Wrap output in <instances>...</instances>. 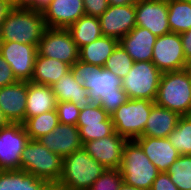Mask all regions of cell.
I'll return each instance as SVG.
<instances>
[{
  "label": "cell",
  "mask_w": 191,
  "mask_h": 190,
  "mask_svg": "<svg viewBox=\"0 0 191 190\" xmlns=\"http://www.w3.org/2000/svg\"><path fill=\"white\" fill-rule=\"evenodd\" d=\"M83 148L63 158L62 173L53 190H88L105 171Z\"/></svg>",
  "instance_id": "6da1fadb"
},
{
  "label": "cell",
  "mask_w": 191,
  "mask_h": 190,
  "mask_svg": "<svg viewBox=\"0 0 191 190\" xmlns=\"http://www.w3.org/2000/svg\"><path fill=\"white\" fill-rule=\"evenodd\" d=\"M46 29L42 12L12 8L1 24L0 41H15L38 46Z\"/></svg>",
  "instance_id": "7a4b0ae2"
},
{
  "label": "cell",
  "mask_w": 191,
  "mask_h": 190,
  "mask_svg": "<svg viewBox=\"0 0 191 190\" xmlns=\"http://www.w3.org/2000/svg\"><path fill=\"white\" fill-rule=\"evenodd\" d=\"M155 104L180 116L191 115V79L185 69L162 73Z\"/></svg>",
  "instance_id": "3957f363"
},
{
  "label": "cell",
  "mask_w": 191,
  "mask_h": 190,
  "mask_svg": "<svg viewBox=\"0 0 191 190\" xmlns=\"http://www.w3.org/2000/svg\"><path fill=\"white\" fill-rule=\"evenodd\" d=\"M63 158L42 145L38 140H29L20 160V170L45 180L54 187L62 173Z\"/></svg>",
  "instance_id": "277c9868"
},
{
  "label": "cell",
  "mask_w": 191,
  "mask_h": 190,
  "mask_svg": "<svg viewBox=\"0 0 191 190\" xmlns=\"http://www.w3.org/2000/svg\"><path fill=\"white\" fill-rule=\"evenodd\" d=\"M119 169L126 184L144 190L151 189L160 173L135 140H127L124 144Z\"/></svg>",
  "instance_id": "5b68a950"
},
{
  "label": "cell",
  "mask_w": 191,
  "mask_h": 190,
  "mask_svg": "<svg viewBox=\"0 0 191 190\" xmlns=\"http://www.w3.org/2000/svg\"><path fill=\"white\" fill-rule=\"evenodd\" d=\"M155 101L129 99L111 115L115 132L126 140H135L143 132Z\"/></svg>",
  "instance_id": "8992f818"
},
{
  "label": "cell",
  "mask_w": 191,
  "mask_h": 190,
  "mask_svg": "<svg viewBox=\"0 0 191 190\" xmlns=\"http://www.w3.org/2000/svg\"><path fill=\"white\" fill-rule=\"evenodd\" d=\"M162 72L152 61L134 62L131 70L121 80L122 89L129 99L155 101Z\"/></svg>",
  "instance_id": "52a82bcc"
},
{
  "label": "cell",
  "mask_w": 191,
  "mask_h": 190,
  "mask_svg": "<svg viewBox=\"0 0 191 190\" xmlns=\"http://www.w3.org/2000/svg\"><path fill=\"white\" fill-rule=\"evenodd\" d=\"M38 54L72 66L79 60V49L67 28L47 27L37 46Z\"/></svg>",
  "instance_id": "ba28073f"
},
{
  "label": "cell",
  "mask_w": 191,
  "mask_h": 190,
  "mask_svg": "<svg viewBox=\"0 0 191 190\" xmlns=\"http://www.w3.org/2000/svg\"><path fill=\"white\" fill-rule=\"evenodd\" d=\"M37 53L36 45L0 41V54L9 63L17 81H31Z\"/></svg>",
  "instance_id": "9c48e42d"
},
{
  "label": "cell",
  "mask_w": 191,
  "mask_h": 190,
  "mask_svg": "<svg viewBox=\"0 0 191 190\" xmlns=\"http://www.w3.org/2000/svg\"><path fill=\"white\" fill-rule=\"evenodd\" d=\"M151 61L162 73L185 69L187 61L180 34L171 32L158 36L153 47Z\"/></svg>",
  "instance_id": "30bf717a"
},
{
  "label": "cell",
  "mask_w": 191,
  "mask_h": 190,
  "mask_svg": "<svg viewBox=\"0 0 191 190\" xmlns=\"http://www.w3.org/2000/svg\"><path fill=\"white\" fill-rule=\"evenodd\" d=\"M29 140L22 123L0 129V170H20L21 155Z\"/></svg>",
  "instance_id": "8fae6325"
},
{
  "label": "cell",
  "mask_w": 191,
  "mask_h": 190,
  "mask_svg": "<svg viewBox=\"0 0 191 190\" xmlns=\"http://www.w3.org/2000/svg\"><path fill=\"white\" fill-rule=\"evenodd\" d=\"M82 144L115 132L111 116L97 103L80 110L77 125Z\"/></svg>",
  "instance_id": "7c38bea8"
},
{
  "label": "cell",
  "mask_w": 191,
  "mask_h": 190,
  "mask_svg": "<svg viewBox=\"0 0 191 190\" xmlns=\"http://www.w3.org/2000/svg\"><path fill=\"white\" fill-rule=\"evenodd\" d=\"M136 26L148 29L158 36L171 33L168 22V0H138Z\"/></svg>",
  "instance_id": "4fadbf2b"
},
{
  "label": "cell",
  "mask_w": 191,
  "mask_h": 190,
  "mask_svg": "<svg viewBox=\"0 0 191 190\" xmlns=\"http://www.w3.org/2000/svg\"><path fill=\"white\" fill-rule=\"evenodd\" d=\"M126 139L114 132L107 137L83 144V149L106 169H119Z\"/></svg>",
  "instance_id": "5bb4252c"
},
{
  "label": "cell",
  "mask_w": 191,
  "mask_h": 190,
  "mask_svg": "<svg viewBox=\"0 0 191 190\" xmlns=\"http://www.w3.org/2000/svg\"><path fill=\"white\" fill-rule=\"evenodd\" d=\"M136 4L110 6L99 17L103 36L121 40L136 26Z\"/></svg>",
  "instance_id": "9a60e30c"
},
{
  "label": "cell",
  "mask_w": 191,
  "mask_h": 190,
  "mask_svg": "<svg viewBox=\"0 0 191 190\" xmlns=\"http://www.w3.org/2000/svg\"><path fill=\"white\" fill-rule=\"evenodd\" d=\"M38 141L62 158L83 148L79 129L74 125L59 123L53 131L40 137Z\"/></svg>",
  "instance_id": "2e32d148"
},
{
  "label": "cell",
  "mask_w": 191,
  "mask_h": 190,
  "mask_svg": "<svg viewBox=\"0 0 191 190\" xmlns=\"http://www.w3.org/2000/svg\"><path fill=\"white\" fill-rule=\"evenodd\" d=\"M42 14L47 27L68 28L85 15L83 0H52Z\"/></svg>",
  "instance_id": "e0dca14e"
},
{
  "label": "cell",
  "mask_w": 191,
  "mask_h": 190,
  "mask_svg": "<svg viewBox=\"0 0 191 190\" xmlns=\"http://www.w3.org/2000/svg\"><path fill=\"white\" fill-rule=\"evenodd\" d=\"M27 82L17 81L0 88V109L11 123L25 121Z\"/></svg>",
  "instance_id": "ac0fdd59"
},
{
  "label": "cell",
  "mask_w": 191,
  "mask_h": 190,
  "mask_svg": "<svg viewBox=\"0 0 191 190\" xmlns=\"http://www.w3.org/2000/svg\"><path fill=\"white\" fill-rule=\"evenodd\" d=\"M135 141L140 145L143 152L159 172H167L171 164L180 156L167 137L140 136Z\"/></svg>",
  "instance_id": "d6986e66"
},
{
  "label": "cell",
  "mask_w": 191,
  "mask_h": 190,
  "mask_svg": "<svg viewBox=\"0 0 191 190\" xmlns=\"http://www.w3.org/2000/svg\"><path fill=\"white\" fill-rule=\"evenodd\" d=\"M156 39L157 36L148 29L135 26L119 41V44L134 62L151 61Z\"/></svg>",
  "instance_id": "ffe728a7"
},
{
  "label": "cell",
  "mask_w": 191,
  "mask_h": 190,
  "mask_svg": "<svg viewBox=\"0 0 191 190\" xmlns=\"http://www.w3.org/2000/svg\"><path fill=\"white\" fill-rule=\"evenodd\" d=\"M51 87L58 102L71 101L80 109H84L95 102L89 95L87 88L75 81L71 70Z\"/></svg>",
  "instance_id": "44dd1931"
},
{
  "label": "cell",
  "mask_w": 191,
  "mask_h": 190,
  "mask_svg": "<svg viewBox=\"0 0 191 190\" xmlns=\"http://www.w3.org/2000/svg\"><path fill=\"white\" fill-rule=\"evenodd\" d=\"M57 102L51 86L27 82L25 118L56 110Z\"/></svg>",
  "instance_id": "7402d4cb"
},
{
  "label": "cell",
  "mask_w": 191,
  "mask_h": 190,
  "mask_svg": "<svg viewBox=\"0 0 191 190\" xmlns=\"http://www.w3.org/2000/svg\"><path fill=\"white\" fill-rule=\"evenodd\" d=\"M179 118L180 115L177 112L155 104L141 136L166 138L176 128Z\"/></svg>",
  "instance_id": "603a6c76"
},
{
  "label": "cell",
  "mask_w": 191,
  "mask_h": 190,
  "mask_svg": "<svg viewBox=\"0 0 191 190\" xmlns=\"http://www.w3.org/2000/svg\"><path fill=\"white\" fill-rule=\"evenodd\" d=\"M85 87L89 95L97 102L104 94L120 89L122 81L109 70L89 64V76L86 78Z\"/></svg>",
  "instance_id": "cb8c5ba5"
},
{
  "label": "cell",
  "mask_w": 191,
  "mask_h": 190,
  "mask_svg": "<svg viewBox=\"0 0 191 190\" xmlns=\"http://www.w3.org/2000/svg\"><path fill=\"white\" fill-rule=\"evenodd\" d=\"M0 190H53V187L23 170H0Z\"/></svg>",
  "instance_id": "d4e9b609"
},
{
  "label": "cell",
  "mask_w": 191,
  "mask_h": 190,
  "mask_svg": "<svg viewBox=\"0 0 191 190\" xmlns=\"http://www.w3.org/2000/svg\"><path fill=\"white\" fill-rule=\"evenodd\" d=\"M70 70L71 66L69 64L37 53L31 82L52 86Z\"/></svg>",
  "instance_id": "484cf974"
},
{
  "label": "cell",
  "mask_w": 191,
  "mask_h": 190,
  "mask_svg": "<svg viewBox=\"0 0 191 190\" xmlns=\"http://www.w3.org/2000/svg\"><path fill=\"white\" fill-rule=\"evenodd\" d=\"M118 44L119 40L116 38L102 36L79 49V60L95 65L97 68H103L107 58L112 54Z\"/></svg>",
  "instance_id": "4316f807"
},
{
  "label": "cell",
  "mask_w": 191,
  "mask_h": 190,
  "mask_svg": "<svg viewBox=\"0 0 191 190\" xmlns=\"http://www.w3.org/2000/svg\"><path fill=\"white\" fill-rule=\"evenodd\" d=\"M78 49L101 38L102 32L98 17L83 15L68 28Z\"/></svg>",
  "instance_id": "83f0119b"
},
{
  "label": "cell",
  "mask_w": 191,
  "mask_h": 190,
  "mask_svg": "<svg viewBox=\"0 0 191 190\" xmlns=\"http://www.w3.org/2000/svg\"><path fill=\"white\" fill-rule=\"evenodd\" d=\"M168 22L172 33L182 34L191 29V2L168 0Z\"/></svg>",
  "instance_id": "f1b7e54d"
},
{
  "label": "cell",
  "mask_w": 191,
  "mask_h": 190,
  "mask_svg": "<svg viewBox=\"0 0 191 190\" xmlns=\"http://www.w3.org/2000/svg\"><path fill=\"white\" fill-rule=\"evenodd\" d=\"M31 140H38L45 134L53 131L59 124L56 110L48 111L40 115L25 118L22 123Z\"/></svg>",
  "instance_id": "f546056e"
},
{
  "label": "cell",
  "mask_w": 191,
  "mask_h": 190,
  "mask_svg": "<svg viewBox=\"0 0 191 190\" xmlns=\"http://www.w3.org/2000/svg\"><path fill=\"white\" fill-rule=\"evenodd\" d=\"M167 138L180 155H191V115L180 116Z\"/></svg>",
  "instance_id": "4dcf8cb0"
},
{
  "label": "cell",
  "mask_w": 191,
  "mask_h": 190,
  "mask_svg": "<svg viewBox=\"0 0 191 190\" xmlns=\"http://www.w3.org/2000/svg\"><path fill=\"white\" fill-rule=\"evenodd\" d=\"M167 173L179 190H191V155H180Z\"/></svg>",
  "instance_id": "1f68e13d"
},
{
  "label": "cell",
  "mask_w": 191,
  "mask_h": 190,
  "mask_svg": "<svg viewBox=\"0 0 191 190\" xmlns=\"http://www.w3.org/2000/svg\"><path fill=\"white\" fill-rule=\"evenodd\" d=\"M133 64L134 61L132 58L121 44H118L112 54L107 58L103 68L109 70L122 80L131 70Z\"/></svg>",
  "instance_id": "d6a6232c"
},
{
  "label": "cell",
  "mask_w": 191,
  "mask_h": 190,
  "mask_svg": "<svg viewBox=\"0 0 191 190\" xmlns=\"http://www.w3.org/2000/svg\"><path fill=\"white\" fill-rule=\"evenodd\" d=\"M122 182L120 169H105L88 190H118Z\"/></svg>",
  "instance_id": "836d02e7"
},
{
  "label": "cell",
  "mask_w": 191,
  "mask_h": 190,
  "mask_svg": "<svg viewBox=\"0 0 191 190\" xmlns=\"http://www.w3.org/2000/svg\"><path fill=\"white\" fill-rule=\"evenodd\" d=\"M129 100L127 93L122 89L112 90V92L104 94L97 103L111 116L117 108Z\"/></svg>",
  "instance_id": "e575fe53"
},
{
  "label": "cell",
  "mask_w": 191,
  "mask_h": 190,
  "mask_svg": "<svg viewBox=\"0 0 191 190\" xmlns=\"http://www.w3.org/2000/svg\"><path fill=\"white\" fill-rule=\"evenodd\" d=\"M80 108L71 101L57 102L56 111L59 123L67 125H77Z\"/></svg>",
  "instance_id": "d590c367"
},
{
  "label": "cell",
  "mask_w": 191,
  "mask_h": 190,
  "mask_svg": "<svg viewBox=\"0 0 191 190\" xmlns=\"http://www.w3.org/2000/svg\"><path fill=\"white\" fill-rule=\"evenodd\" d=\"M85 15L100 17L109 7L108 0H83Z\"/></svg>",
  "instance_id": "8d00e7d4"
},
{
  "label": "cell",
  "mask_w": 191,
  "mask_h": 190,
  "mask_svg": "<svg viewBox=\"0 0 191 190\" xmlns=\"http://www.w3.org/2000/svg\"><path fill=\"white\" fill-rule=\"evenodd\" d=\"M52 0H12V7L16 9H32L42 12Z\"/></svg>",
  "instance_id": "74e56055"
},
{
  "label": "cell",
  "mask_w": 191,
  "mask_h": 190,
  "mask_svg": "<svg viewBox=\"0 0 191 190\" xmlns=\"http://www.w3.org/2000/svg\"><path fill=\"white\" fill-rule=\"evenodd\" d=\"M9 63L0 54V88L16 83Z\"/></svg>",
  "instance_id": "f35d334b"
},
{
  "label": "cell",
  "mask_w": 191,
  "mask_h": 190,
  "mask_svg": "<svg viewBox=\"0 0 191 190\" xmlns=\"http://www.w3.org/2000/svg\"><path fill=\"white\" fill-rule=\"evenodd\" d=\"M71 71L75 81L79 85L85 86L86 78L89 76V64L78 60L71 66Z\"/></svg>",
  "instance_id": "ab89813d"
},
{
  "label": "cell",
  "mask_w": 191,
  "mask_h": 190,
  "mask_svg": "<svg viewBox=\"0 0 191 190\" xmlns=\"http://www.w3.org/2000/svg\"><path fill=\"white\" fill-rule=\"evenodd\" d=\"M150 190H179L167 172H160Z\"/></svg>",
  "instance_id": "60d3db41"
},
{
  "label": "cell",
  "mask_w": 191,
  "mask_h": 190,
  "mask_svg": "<svg viewBox=\"0 0 191 190\" xmlns=\"http://www.w3.org/2000/svg\"><path fill=\"white\" fill-rule=\"evenodd\" d=\"M186 61H191V29L180 34Z\"/></svg>",
  "instance_id": "b9f144b4"
},
{
  "label": "cell",
  "mask_w": 191,
  "mask_h": 190,
  "mask_svg": "<svg viewBox=\"0 0 191 190\" xmlns=\"http://www.w3.org/2000/svg\"><path fill=\"white\" fill-rule=\"evenodd\" d=\"M12 8L10 0H0V27Z\"/></svg>",
  "instance_id": "7bdbcfd3"
},
{
  "label": "cell",
  "mask_w": 191,
  "mask_h": 190,
  "mask_svg": "<svg viewBox=\"0 0 191 190\" xmlns=\"http://www.w3.org/2000/svg\"><path fill=\"white\" fill-rule=\"evenodd\" d=\"M138 0H108V4L110 6H124L136 4Z\"/></svg>",
  "instance_id": "ee69618b"
},
{
  "label": "cell",
  "mask_w": 191,
  "mask_h": 190,
  "mask_svg": "<svg viewBox=\"0 0 191 190\" xmlns=\"http://www.w3.org/2000/svg\"><path fill=\"white\" fill-rule=\"evenodd\" d=\"M10 124H11V122L5 116L3 111L0 109V129L5 128V127H7Z\"/></svg>",
  "instance_id": "f6af8a7d"
},
{
  "label": "cell",
  "mask_w": 191,
  "mask_h": 190,
  "mask_svg": "<svg viewBox=\"0 0 191 190\" xmlns=\"http://www.w3.org/2000/svg\"><path fill=\"white\" fill-rule=\"evenodd\" d=\"M118 190H144L135 186H131L126 184L124 181L120 184L119 189Z\"/></svg>",
  "instance_id": "bcb514c9"
},
{
  "label": "cell",
  "mask_w": 191,
  "mask_h": 190,
  "mask_svg": "<svg viewBox=\"0 0 191 190\" xmlns=\"http://www.w3.org/2000/svg\"><path fill=\"white\" fill-rule=\"evenodd\" d=\"M185 70L188 72L190 79H191V61L187 62Z\"/></svg>",
  "instance_id": "7dc6e473"
},
{
  "label": "cell",
  "mask_w": 191,
  "mask_h": 190,
  "mask_svg": "<svg viewBox=\"0 0 191 190\" xmlns=\"http://www.w3.org/2000/svg\"><path fill=\"white\" fill-rule=\"evenodd\" d=\"M179 1H183V2H191V0H179Z\"/></svg>",
  "instance_id": "c3c4849f"
}]
</instances>
